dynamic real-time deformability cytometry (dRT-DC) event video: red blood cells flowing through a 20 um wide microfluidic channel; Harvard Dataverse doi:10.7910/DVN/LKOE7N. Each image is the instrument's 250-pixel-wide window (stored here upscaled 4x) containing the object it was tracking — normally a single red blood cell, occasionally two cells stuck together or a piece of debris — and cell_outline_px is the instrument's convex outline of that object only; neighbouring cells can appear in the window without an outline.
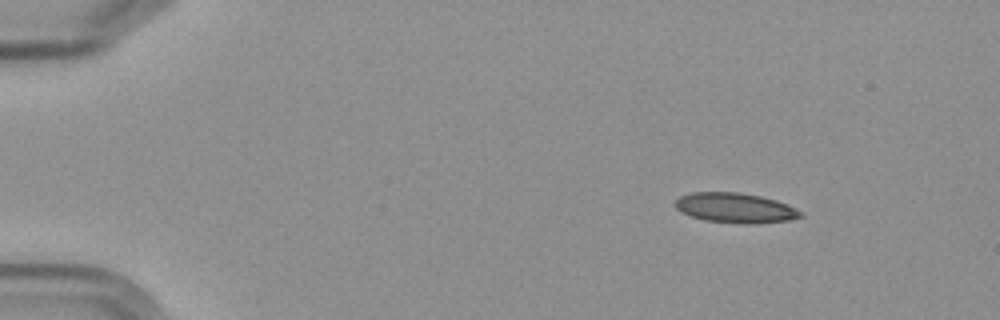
{"species": "Egyptian fruit bat (a non-hibernating species)", "species_latin": "Rousettus aegyptiacus", "temperature_condition": "cold", "stored_images_in_passage": 5, "camera_frame_rate_fps": 3000, "um_per_image_px": 0.085, "frame": {"image": 1, "passage_image": 2, "time_ms": 1.333, "image_size_px": [1000, 320], "cell_outline_px": [[804, 216], [788, 220], [744, 224], [704, 220], [680, 212], [676, 208], [676, 200], [680, 196], [692, 192], [740, 192], [760, 196], [776, 200], [804, 212]], "centroid_in_image_um": [62.49, 17.66], "position_along_channel_um": 22.5, "area_um2": 21.73}}
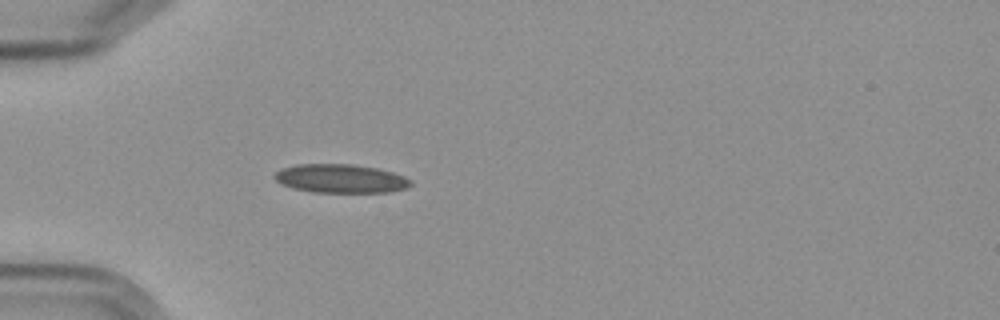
{"frame": {"image": 2, "passage_image": 5, "time_ms": 4.667, "image_size_px": [1000, 320], "cell_outline_px": [[412, 184], [408, 188], [388, 192], [312, 192], [292, 188], [280, 184], [272, 176], [276, 172], [284, 168], [296, 164], [352, 164], [376, 168], [392, 172], [404, 176], [412, 180]], "centroid_in_image_um": [28.95, 15.18], "position_along_channel_um": 56.0, "area_um2": 22.83}}